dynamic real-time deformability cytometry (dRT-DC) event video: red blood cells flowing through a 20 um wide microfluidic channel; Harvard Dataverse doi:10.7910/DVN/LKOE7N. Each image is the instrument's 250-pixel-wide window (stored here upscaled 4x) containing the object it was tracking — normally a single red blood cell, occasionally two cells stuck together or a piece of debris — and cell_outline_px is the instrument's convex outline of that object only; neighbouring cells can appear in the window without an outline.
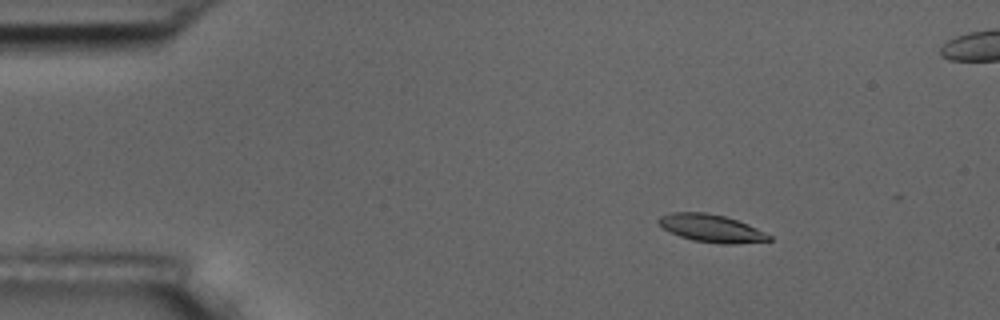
{"species": "common noctule bat (a hibernating species)", "species_latin": "Nyctalus noctula", "temperature_condition": "room temperature", "stored_images_in_passage": 4, "camera_frame_rate_fps": 3000, "um_per_image_px": 0.085, "animal": {"sex": "male", "body_mass_g": 17.5, "forearm_length_mm": 52.3}, "frame": {"image": 1, "passage_image": 2, "time_ms": 1.333, "image_size_px": [1000, 320], "cell_outline_px": [[772, 240], [736, 244], [720, 244], [692, 240], [680, 236], [664, 228], [656, 220], [660, 216], [672, 212], [704, 212], [724, 216], [748, 224], [772, 236]], "centroid_in_image_um": [60.47, 19.41], "position_along_channel_um": 24.5, "area_um2": 17.69}}